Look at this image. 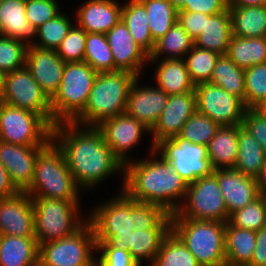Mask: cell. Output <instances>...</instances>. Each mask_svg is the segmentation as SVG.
I'll list each match as a JSON object with an SVG mask.
<instances>
[{
    "mask_svg": "<svg viewBox=\"0 0 266 266\" xmlns=\"http://www.w3.org/2000/svg\"><path fill=\"white\" fill-rule=\"evenodd\" d=\"M2 81H3V74L0 72V94L2 91Z\"/></svg>",
    "mask_w": 266,
    "mask_h": 266,
    "instance_id": "60",
    "label": "cell"
},
{
    "mask_svg": "<svg viewBox=\"0 0 266 266\" xmlns=\"http://www.w3.org/2000/svg\"><path fill=\"white\" fill-rule=\"evenodd\" d=\"M219 128L220 125L210 117L196 111L183 125L178 136L191 143L207 146Z\"/></svg>",
    "mask_w": 266,
    "mask_h": 266,
    "instance_id": "42",
    "label": "cell"
},
{
    "mask_svg": "<svg viewBox=\"0 0 266 266\" xmlns=\"http://www.w3.org/2000/svg\"><path fill=\"white\" fill-rule=\"evenodd\" d=\"M149 18V28L154 42L163 37L177 22V9L168 0H139Z\"/></svg>",
    "mask_w": 266,
    "mask_h": 266,
    "instance_id": "37",
    "label": "cell"
},
{
    "mask_svg": "<svg viewBox=\"0 0 266 266\" xmlns=\"http://www.w3.org/2000/svg\"><path fill=\"white\" fill-rule=\"evenodd\" d=\"M226 55L243 70L266 63V37L243 38L232 35Z\"/></svg>",
    "mask_w": 266,
    "mask_h": 266,
    "instance_id": "32",
    "label": "cell"
},
{
    "mask_svg": "<svg viewBox=\"0 0 266 266\" xmlns=\"http://www.w3.org/2000/svg\"><path fill=\"white\" fill-rule=\"evenodd\" d=\"M96 128L123 165L133 159L128 157L129 151L139 144L143 133L150 134L149 128L126 112L102 121Z\"/></svg>",
    "mask_w": 266,
    "mask_h": 266,
    "instance_id": "15",
    "label": "cell"
},
{
    "mask_svg": "<svg viewBox=\"0 0 266 266\" xmlns=\"http://www.w3.org/2000/svg\"><path fill=\"white\" fill-rule=\"evenodd\" d=\"M71 23L69 16L60 12L53 19L46 21L37 28L38 39L35 38L34 46L56 50L72 28L73 24Z\"/></svg>",
    "mask_w": 266,
    "mask_h": 266,
    "instance_id": "41",
    "label": "cell"
},
{
    "mask_svg": "<svg viewBox=\"0 0 266 266\" xmlns=\"http://www.w3.org/2000/svg\"><path fill=\"white\" fill-rule=\"evenodd\" d=\"M177 10H180L185 4L186 1L190 0H168Z\"/></svg>",
    "mask_w": 266,
    "mask_h": 266,
    "instance_id": "58",
    "label": "cell"
},
{
    "mask_svg": "<svg viewBox=\"0 0 266 266\" xmlns=\"http://www.w3.org/2000/svg\"><path fill=\"white\" fill-rule=\"evenodd\" d=\"M211 15L200 12L177 11V22L194 40L202 31L205 25V17Z\"/></svg>",
    "mask_w": 266,
    "mask_h": 266,
    "instance_id": "51",
    "label": "cell"
},
{
    "mask_svg": "<svg viewBox=\"0 0 266 266\" xmlns=\"http://www.w3.org/2000/svg\"><path fill=\"white\" fill-rule=\"evenodd\" d=\"M247 266H266V226L256 232V248Z\"/></svg>",
    "mask_w": 266,
    "mask_h": 266,
    "instance_id": "53",
    "label": "cell"
},
{
    "mask_svg": "<svg viewBox=\"0 0 266 266\" xmlns=\"http://www.w3.org/2000/svg\"><path fill=\"white\" fill-rule=\"evenodd\" d=\"M105 35L114 60V72L128 71L140 77L150 55L134 41L124 22L120 20Z\"/></svg>",
    "mask_w": 266,
    "mask_h": 266,
    "instance_id": "16",
    "label": "cell"
},
{
    "mask_svg": "<svg viewBox=\"0 0 266 266\" xmlns=\"http://www.w3.org/2000/svg\"><path fill=\"white\" fill-rule=\"evenodd\" d=\"M135 229H171V214L161 206L135 201Z\"/></svg>",
    "mask_w": 266,
    "mask_h": 266,
    "instance_id": "44",
    "label": "cell"
},
{
    "mask_svg": "<svg viewBox=\"0 0 266 266\" xmlns=\"http://www.w3.org/2000/svg\"><path fill=\"white\" fill-rule=\"evenodd\" d=\"M0 101L39 114L53 127L51 99L26 66L3 75Z\"/></svg>",
    "mask_w": 266,
    "mask_h": 266,
    "instance_id": "13",
    "label": "cell"
},
{
    "mask_svg": "<svg viewBox=\"0 0 266 266\" xmlns=\"http://www.w3.org/2000/svg\"><path fill=\"white\" fill-rule=\"evenodd\" d=\"M220 54L193 46L183 58L192 82H210L214 67Z\"/></svg>",
    "mask_w": 266,
    "mask_h": 266,
    "instance_id": "40",
    "label": "cell"
},
{
    "mask_svg": "<svg viewBox=\"0 0 266 266\" xmlns=\"http://www.w3.org/2000/svg\"><path fill=\"white\" fill-rule=\"evenodd\" d=\"M196 111L220 126L242 124L246 107L242 99L210 82L195 85Z\"/></svg>",
    "mask_w": 266,
    "mask_h": 266,
    "instance_id": "14",
    "label": "cell"
},
{
    "mask_svg": "<svg viewBox=\"0 0 266 266\" xmlns=\"http://www.w3.org/2000/svg\"><path fill=\"white\" fill-rule=\"evenodd\" d=\"M137 77L129 90L126 113L142 122L150 130L157 123L169 95L155 86H139Z\"/></svg>",
    "mask_w": 266,
    "mask_h": 266,
    "instance_id": "21",
    "label": "cell"
},
{
    "mask_svg": "<svg viewBox=\"0 0 266 266\" xmlns=\"http://www.w3.org/2000/svg\"><path fill=\"white\" fill-rule=\"evenodd\" d=\"M228 222L235 227L257 232L266 226V201L260 195L250 204L234 211Z\"/></svg>",
    "mask_w": 266,
    "mask_h": 266,
    "instance_id": "43",
    "label": "cell"
},
{
    "mask_svg": "<svg viewBox=\"0 0 266 266\" xmlns=\"http://www.w3.org/2000/svg\"><path fill=\"white\" fill-rule=\"evenodd\" d=\"M218 266H244V265H237V264H231L229 262H224V263H221Z\"/></svg>",
    "mask_w": 266,
    "mask_h": 266,
    "instance_id": "59",
    "label": "cell"
},
{
    "mask_svg": "<svg viewBox=\"0 0 266 266\" xmlns=\"http://www.w3.org/2000/svg\"><path fill=\"white\" fill-rule=\"evenodd\" d=\"M171 229L136 230L128 237V251L132 258L142 266V261H150V266L156 259L164 237Z\"/></svg>",
    "mask_w": 266,
    "mask_h": 266,
    "instance_id": "35",
    "label": "cell"
},
{
    "mask_svg": "<svg viewBox=\"0 0 266 266\" xmlns=\"http://www.w3.org/2000/svg\"><path fill=\"white\" fill-rule=\"evenodd\" d=\"M39 244L35 237L0 235V266H38Z\"/></svg>",
    "mask_w": 266,
    "mask_h": 266,
    "instance_id": "26",
    "label": "cell"
},
{
    "mask_svg": "<svg viewBox=\"0 0 266 266\" xmlns=\"http://www.w3.org/2000/svg\"><path fill=\"white\" fill-rule=\"evenodd\" d=\"M256 248V232L225 223L226 262L247 266Z\"/></svg>",
    "mask_w": 266,
    "mask_h": 266,
    "instance_id": "30",
    "label": "cell"
},
{
    "mask_svg": "<svg viewBox=\"0 0 266 266\" xmlns=\"http://www.w3.org/2000/svg\"><path fill=\"white\" fill-rule=\"evenodd\" d=\"M151 266H200L195 256L170 230L161 242L159 252Z\"/></svg>",
    "mask_w": 266,
    "mask_h": 266,
    "instance_id": "38",
    "label": "cell"
},
{
    "mask_svg": "<svg viewBox=\"0 0 266 266\" xmlns=\"http://www.w3.org/2000/svg\"><path fill=\"white\" fill-rule=\"evenodd\" d=\"M154 151L170 164L188 184L209 176L214 169L208 158L206 145L194 144L175 136L164 139L154 146Z\"/></svg>",
    "mask_w": 266,
    "mask_h": 266,
    "instance_id": "12",
    "label": "cell"
},
{
    "mask_svg": "<svg viewBox=\"0 0 266 266\" xmlns=\"http://www.w3.org/2000/svg\"><path fill=\"white\" fill-rule=\"evenodd\" d=\"M84 62L97 73L114 72V60L105 34L87 33Z\"/></svg>",
    "mask_w": 266,
    "mask_h": 266,
    "instance_id": "39",
    "label": "cell"
},
{
    "mask_svg": "<svg viewBox=\"0 0 266 266\" xmlns=\"http://www.w3.org/2000/svg\"><path fill=\"white\" fill-rule=\"evenodd\" d=\"M80 188L70 173L62 151L51 140L38 154L30 197L80 202Z\"/></svg>",
    "mask_w": 266,
    "mask_h": 266,
    "instance_id": "4",
    "label": "cell"
},
{
    "mask_svg": "<svg viewBox=\"0 0 266 266\" xmlns=\"http://www.w3.org/2000/svg\"><path fill=\"white\" fill-rule=\"evenodd\" d=\"M96 75L84 61L65 63L60 86L51 98L53 126L73 122L84 111Z\"/></svg>",
    "mask_w": 266,
    "mask_h": 266,
    "instance_id": "7",
    "label": "cell"
},
{
    "mask_svg": "<svg viewBox=\"0 0 266 266\" xmlns=\"http://www.w3.org/2000/svg\"><path fill=\"white\" fill-rule=\"evenodd\" d=\"M210 83L236 95L243 100L245 105L244 70L238 67L226 54L219 56Z\"/></svg>",
    "mask_w": 266,
    "mask_h": 266,
    "instance_id": "36",
    "label": "cell"
},
{
    "mask_svg": "<svg viewBox=\"0 0 266 266\" xmlns=\"http://www.w3.org/2000/svg\"><path fill=\"white\" fill-rule=\"evenodd\" d=\"M245 107L253 109L266 97V63L244 70Z\"/></svg>",
    "mask_w": 266,
    "mask_h": 266,
    "instance_id": "45",
    "label": "cell"
},
{
    "mask_svg": "<svg viewBox=\"0 0 266 266\" xmlns=\"http://www.w3.org/2000/svg\"><path fill=\"white\" fill-rule=\"evenodd\" d=\"M31 199L34 206L35 238L39 245L72 235L88 221L87 216L84 218L80 214V202L43 197Z\"/></svg>",
    "mask_w": 266,
    "mask_h": 266,
    "instance_id": "8",
    "label": "cell"
},
{
    "mask_svg": "<svg viewBox=\"0 0 266 266\" xmlns=\"http://www.w3.org/2000/svg\"><path fill=\"white\" fill-rule=\"evenodd\" d=\"M194 46L193 39L176 22L170 30L159 40L155 42L153 52L150 54L149 63L156 64L161 59H183L187 52Z\"/></svg>",
    "mask_w": 266,
    "mask_h": 266,
    "instance_id": "33",
    "label": "cell"
},
{
    "mask_svg": "<svg viewBox=\"0 0 266 266\" xmlns=\"http://www.w3.org/2000/svg\"><path fill=\"white\" fill-rule=\"evenodd\" d=\"M52 141L62 151L81 190L92 189L115 173L124 174L123 163L113 154L96 127L79 126L73 122L56 123L52 127Z\"/></svg>",
    "mask_w": 266,
    "mask_h": 266,
    "instance_id": "1",
    "label": "cell"
},
{
    "mask_svg": "<svg viewBox=\"0 0 266 266\" xmlns=\"http://www.w3.org/2000/svg\"><path fill=\"white\" fill-rule=\"evenodd\" d=\"M136 78L128 71L97 73L85 109L73 123L96 127L106 119L125 113L128 93Z\"/></svg>",
    "mask_w": 266,
    "mask_h": 266,
    "instance_id": "3",
    "label": "cell"
},
{
    "mask_svg": "<svg viewBox=\"0 0 266 266\" xmlns=\"http://www.w3.org/2000/svg\"><path fill=\"white\" fill-rule=\"evenodd\" d=\"M228 8V0H190L179 11L215 15Z\"/></svg>",
    "mask_w": 266,
    "mask_h": 266,
    "instance_id": "52",
    "label": "cell"
},
{
    "mask_svg": "<svg viewBox=\"0 0 266 266\" xmlns=\"http://www.w3.org/2000/svg\"><path fill=\"white\" fill-rule=\"evenodd\" d=\"M156 67V86L168 95L193 91L195 84L190 79L184 59H161Z\"/></svg>",
    "mask_w": 266,
    "mask_h": 266,
    "instance_id": "28",
    "label": "cell"
},
{
    "mask_svg": "<svg viewBox=\"0 0 266 266\" xmlns=\"http://www.w3.org/2000/svg\"><path fill=\"white\" fill-rule=\"evenodd\" d=\"M149 149V159L135 158L124 165L122 190L135 201L159 205L172 215L182 204L188 183L161 156L154 158L158 157L154 146Z\"/></svg>",
    "mask_w": 266,
    "mask_h": 266,
    "instance_id": "2",
    "label": "cell"
},
{
    "mask_svg": "<svg viewBox=\"0 0 266 266\" xmlns=\"http://www.w3.org/2000/svg\"><path fill=\"white\" fill-rule=\"evenodd\" d=\"M183 201L171 218L214 220L222 223L229 220L218 179L214 173L188 184Z\"/></svg>",
    "mask_w": 266,
    "mask_h": 266,
    "instance_id": "11",
    "label": "cell"
},
{
    "mask_svg": "<svg viewBox=\"0 0 266 266\" xmlns=\"http://www.w3.org/2000/svg\"><path fill=\"white\" fill-rule=\"evenodd\" d=\"M255 179L257 182L258 190L261 194L266 189V156L264 159V163L261 166L260 172Z\"/></svg>",
    "mask_w": 266,
    "mask_h": 266,
    "instance_id": "56",
    "label": "cell"
},
{
    "mask_svg": "<svg viewBox=\"0 0 266 266\" xmlns=\"http://www.w3.org/2000/svg\"><path fill=\"white\" fill-rule=\"evenodd\" d=\"M171 231L195 256L200 266H218L226 262L225 223L171 218Z\"/></svg>",
    "mask_w": 266,
    "mask_h": 266,
    "instance_id": "5",
    "label": "cell"
},
{
    "mask_svg": "<svg viewBox=\"0 0 266 266\" xmlns=\"http://www.w3.org/2000/svg\"><path fill=\"white\" fill-rule=\"evenodd\" d=\"M44 147L0 141V163L7 169L11 182L19 192H26L31 187L36 158Z\"/></svg>",
    "mask_w": 266,
    "mask_h": 266,
    "instance_id": "19",
    "label": "cell"
},
{
    "mask_svg": "<svg viewBox=\"0 0 266 266\" xmlns=\"http://www.w3.org/2000/svg\"><path fill=\"white\" fill-rule=\"evenodd\" d=\"M261 196L264 198V200L266 201V189L261 193Z\"/></svg>",
    "mask_w": 266,
    "mask_h": 266,
    "instance_id": "61",
    "label": "cell"
},
{
    "mask_svg": "<svg viewBox=\"0 0 266 266\" xmlns=\"http://www.w3.org/2000/svg\"><path fill=\"white\" fill-rule=\"evenodd\" d=\"M56 0H25L27 20L36 29L53 19L61 11Z\"/></svg>",
    "mask_w": 266,
    "mask_h": 266,
    "instance_id": "48",
    "label": "cell"
},
{
    "mask_svg": "<svg viewBox=\"0 0 266 266\" xmlns=\"http://www.w3.org/2000/svg\"><path fill=\"white\" fill-rule=\"evenodd\" d=\"M0 35L18 40L27 47L35 44L37 29L27 20L25 0H0Z\"/></svg>",
    "mask_w": 266,
    "mask_h": 266,
    "instance_id": "24",
    "label": "cell"
},
{
    "mask_svg": "<svg viewBox=\"0 0 266 266\" xmlns=\"http://www.w3.org/2000/svg\"><path fill=\"white\" fill-rule=\"evenodd\" d=\"M213 173L217 176L229 216L261 195L255 177L244 175L233 168L215 169Z\"/></svg>",
    "mask_w": 266,
    "mask_h": 266,
    "instance_id": "22",
    "label": "cell"
},
{
    "mask_svg": "<svg viewBox=\"0 0 266 266\" xmlns=\"http://www.w3.org/2000/svg\"><path fill=\"white\" fill-rule=\"evenodd\" d=\"M90 213L88 221L94 228L96 242L128 250V237L136 226L134 199L121 189L120 195L97 204Z\"/></svg>",
    "mask_w": 266,
    "mask_h": 266,
    "instance_id": "6",
    "label": "cell"
},
{
    "mask_svg": "<svg viewBox=\"0 0 266 266\" xmlns=\"http://www.w3.org/2000/svg\"><path fill=\"white\" fill-rule=\"evenodd\" d=\"M232 35L243 38L266 37V5L228 7Z\"/></svg>",
    "mask_w": 266,
    "mask_h": 266,
    "instance_id": "29",
    "label": "cell"
},
{
    "mask_svg": "<svg viewBox=\"0 0 266 266\" xmlns=\"http://www.w3.org/2000/svg\"><path fill=\"white\" fill-rule=\"evenodd\" d=\"M94 228L87 221L72 235L39 245L38 266H96Z\"/></svg>",
    "mask_w": 266,
    "mask_h": 266,
    "instance_id": "9",
    "label": "cell"
},
{
    "mask_svg": "<svg viewBox=\"0 0 266 266\" xmlns=\"http://www.w3.org/2000/svg\"><path fill=\"white\" fill-rule=\"evenodd\" d=\"M19 191L10 180L7 169L0 163V198L14 196Z\"/></svg>",
    "mask_w": 266,
    "mask_h": 266,
    "instance_id": "54",
    "label": "cell"
},
{
    "mask_svg": "<svg viewBox=\"0 0 266 266\" xmlns=\"http://www.w3.org/2000/svg\"><path fill=\"white\" fill-rule=\"evenodd\" d=\"M196 112L195 91L169 95L157 123L150 130L151 146L164 139L178 136L186 121Z\"/></svg>",
    "mask_w": 266,
    "mask_h": 266,
    "instance_id": "17",
    "label": "cell"
},
{
    "mask_svg": "<svg viewBox=\"0 0 266 266\" xmlns=\"http://www.w3.org/2000/svg\"><path fill=\"white\" fill-rule=\"evenodd\" d=\"M260 115L266 117V97L259 102L254 108Z\"/></svg>",
    "mask_w": 266,
    "mask_h": 266,
    "instance_id": "57",
    "label": "cell"
},
{
    "mask_svg": "<svg viewBox=\"0 0 266 266\" xmlns=\"http://www.w3.org/2000/svg\"><path fill=\"white\" fill-rule=\"evenodd\" d=\"M232 37L229 9L205 17L203 31L193 40L194 46L200 49L225 55Z\"/></svg>",
    "mask_w": 266,
    "mask_h": 266,
    "instance_id": "25",
    "label": "cell"
},
{
    "mask_svg": "<svg viewBox=\"0 0 266 266\" xmlns=\"http://www.w3.org/2000/svg\"><path fill=\"white\" fill-rule=\"evenodd\" d=\"M0 235L35 237L34 206L26 192L0 198Z\"/></svg>",
    "mask_w": 266,
    "mask_h": 266,
    "instance_id": "18",
    "label": "cell"
},
{
    "mask_svg": "<svg viewBox=\"0 0 266 266\" xmlns=\"http://www.w3.org/2000/svg\"><path fill=\"white\" fill-rule=\"evenodd\" d=\"M27 46L0 35V72L4 75L25 66Z\"/></svg>",
    "mask_w": 266,
    "mask_h": 266,
    "instance_id": "46",
    "label": "cell"
},
{
    "mask_svg": "<svg viewBox=\"0 0 266 266\" xmlns=\"http://www.w3.org/2000/svg\"><path fill=\"white\" fill-rule=\"evenodd\" d=\"M121 10L115 0H88L78 7L74 19L87 33L106 34L121 20Z\"/></svg>",
    "mask_w": 266,
    "mask_h": 266,
    "instance_id": "23",
    "label": "cell"
},
{
    "mask_svg": "<svg viewBox=\"0 0 266 266\" xmlns=\"http://www.w3.org/2000/svg\"><path fill=\"white\" fill-rule=\"evenodd\" d=\"M242 124L220 126L207 145L208 158L215 169L234 168L238 154V134Z\"/></svg>",
    "mask_w": 266,
    "mask_h": 266,
    "instance_id": "27",
    "label": "cell"
},
{
    "mask_svg": "<svg viewBox=\"0 0 266 266\" xmlns=\"http://www.w3.org/2000/svg\"><path fill=\"white\" fill-rule=\"evenodd\" d=\"M25 66L51 99L60 86L65 66L57 51L31 45L26 50Z\"/></svg>",
    "mask_w": 266,
    "mask_h": 266,
    "instance_id": "20",
    "label": "cell"
},
{
    "mask_svg": "<svg viewBox=\"0 0 266 266\" xmlns=\"http://www.w3.org/2000/svg\"><path fill=\"white\" fill-rule=\"evenodd\" d=\"M266 0H228V7L262 6Z\"/></svg>",
    "mask_w": 266,
    "mask_h": 266,
    "instance_id": "55",
    "label": "cell"
},
{
    "mask_svg": "<svg viewBox=\"0 0 266 266\" xmlns=\"http://www.w3.org/2000/svg\"><path fill=\"white\" fill-rule=\"evenodd\" d=\"M86 36L87 32L77 24H74L56 49L58 56L65 63L83 62Z\"/></svg>",
    "mask_w": 266,
    "mask_h": 266,
    "instance_id": "47",
    "label": "cell"
},
{
    "mask_svg": "<svg viewBox=\"0 0 266 266\" xmlns=\"http://www.w3.org/2000/svg\"><path fill=\"white\" fill-rule=\"evenodd\" d=\"M121 20L127 26L134 41L150 55L154 50L155 42L150 33L149 18L144 5L139 0L123 3Z\"/></svg>",
    "mask_w": 266,
    "mask_h": 266,
    "instance_id": "31",
    "label": "cell"
},
{
    "mask_svg": "<svg viewBox=\"0 0 266 266\" xmlns=\"http://www.w3.org/2000/svg\"><path fill=\"white\" fill-rule=\"evenodd\" d=\"M265 156L266 153L258 141L241 126L238 134V154L233 169L256 178Z\"/></svg>",
    "mask_w": 266,
    "mask_h": 266,
    "instance_id": "34",
    "label": "cell"
},
{
    "mask_svg": "<svg viewBox=\"0 0 266 266\" xmlns=\"http://www.w3.org/2000/svg\"><path fill=\"white\" fill-rule=\"evenodd\" d=\"M52 126L39 114L0 101V141L22 146H46Z\"/></svg>",
    "mask_w": 266,
    "mask_h": 266,
    "instance_id": "10",
    "label": "cell"
},
{
    "mask_svg": "<svg viewBox=\"0 0 266 266\" xmlns=\"http://www.w3.org/2000/svg\"><path fill=\"white\" fill-rule=\"evenodd\" d=\"M97 252L101 255L96 266H140L124 248H111L106 242H96Z\"/></svg>",
    "mask_w": 266,
    "mask_h": 266,
    "instance_id": "49",
    "label": "cell"
},
{
    "mask_svg": "<svg viewBox=\"0 0 266 266\" xmlns=\"http://www.w3.org/2000/svg\"><path fill=\"white\" fill-rule=\"evenodd\" d=\"M242 127L258 141L266 153V117L254 109H246Z\"/></svg>",
    "mask_w": 266,
    "mask_h": 266,
    "instance_id": "50",
    "label": "cell"
}]
</instances>
